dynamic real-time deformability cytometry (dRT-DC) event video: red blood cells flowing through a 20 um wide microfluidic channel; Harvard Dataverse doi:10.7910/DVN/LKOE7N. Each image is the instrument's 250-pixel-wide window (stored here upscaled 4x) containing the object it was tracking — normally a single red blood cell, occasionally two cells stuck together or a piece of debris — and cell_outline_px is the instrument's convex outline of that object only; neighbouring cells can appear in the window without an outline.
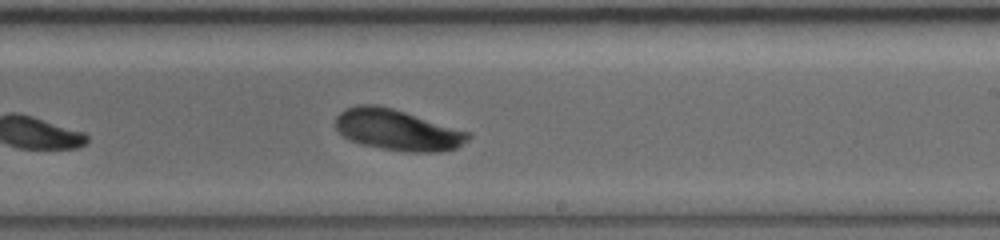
{"species": "common noctule bat (a hibernating species)", "species_latin": "Nyctalus noctula", "temperature_condition": "warm", "stored_images_in_passage": 10, "camera_frame_rate_fps": 5000, "um_per_image_px": 0.085, "animal": {"sex": "female", "body_mass_g": 19.0, "forearm_length_mm": 56.7}, "frame": {"image": 1, "passage_image": 10, "time_ms": 6.6, "image_size_px": [1000, 240], "cell_outline_px": [[472, 136], [468, 140], [456, 148], [440, 152], [408, 152], [384, 148], [364, 144], [348, 140], [336, 128], [336, 116], [344, 108], [356, 104], [376, 104], [392, 108], [472, 132]], "centroid_in_image_um": [33.8, 11.03], "position_along_channel_um": 255.2, "area_um2": 31.79}}